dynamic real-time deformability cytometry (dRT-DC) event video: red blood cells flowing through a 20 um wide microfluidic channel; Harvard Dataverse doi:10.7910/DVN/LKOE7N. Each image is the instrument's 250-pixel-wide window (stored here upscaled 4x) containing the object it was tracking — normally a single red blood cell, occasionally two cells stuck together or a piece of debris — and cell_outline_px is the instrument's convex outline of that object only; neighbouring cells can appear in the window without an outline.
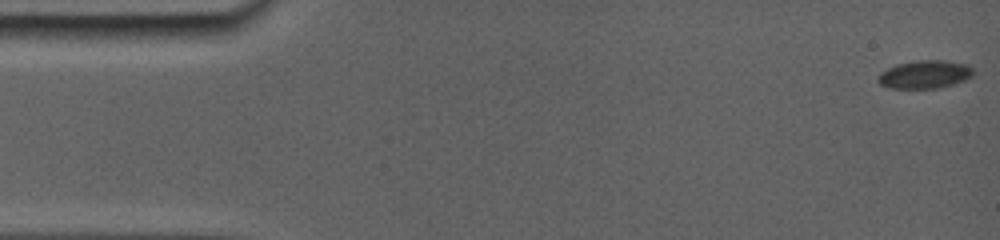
{"species": "common noctule bat (a hibernating species)", "species_latin": "Nyctalus noctula", "temperature_condition": "room temperature", "stored_images_in_passage": 13, "camera_frame_rate_fps": 5000, "um_per_image_px": 0.085, "animal": {"sex": "female", "body_mass_g": 19.0, "forearm_length_mm": 56.7}, "frame": {"image": 1, "passage_image": 1, "time_ms": 0.0, "image_size_px": [1000, 240], "cell_outline_px": [[972, 76], [964, 80], [940, 88], [888, 88], [880, 84], [876, 80], [876, 76], [880, 72], [896, 64], [916, 60], [944, 60], [968, 64], [972, 68]], "centroid_in_image_um": [78.56, 6.32], "position_along_channel_um": 6.4, "area_um2": 15.72}}